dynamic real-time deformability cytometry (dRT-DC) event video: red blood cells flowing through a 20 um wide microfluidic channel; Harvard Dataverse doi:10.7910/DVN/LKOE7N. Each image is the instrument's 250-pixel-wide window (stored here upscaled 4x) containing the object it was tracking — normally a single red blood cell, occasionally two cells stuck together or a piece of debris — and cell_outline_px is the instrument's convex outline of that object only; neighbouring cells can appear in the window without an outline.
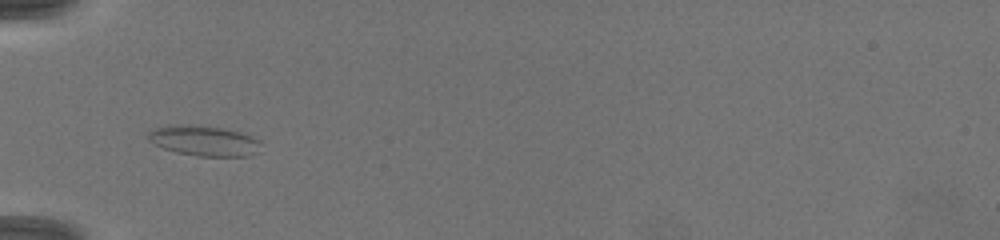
{"species": "common noctule bat (a hibernating species)", "species_latin": "Nyctalus noctula", "temperature_condition": "warm", "stored_images_in_passage": 4, "camera_frame_rate_fps": 3000, "um_per_image_px": 0.085, "animal": {"sex": "female", "body_mass_g": 19.5, "forearm_length_mm": 54.1}, "frame": {"image": 1, "passage_image": 1, "time_ms": 0.0, "image_size_px": [1000, 240], "cell_outline_px": [[264, 152], [248, 156], [196, 156], [176, 152], [164, 148], [148, 140], [148, 132], [156, 128], [220, 128], [236, 132], [260, 140]], "centroid_in_image_um": [17.49, 12.06], "position_along_channel_um": 67.5, "area_um2": 18.79}}